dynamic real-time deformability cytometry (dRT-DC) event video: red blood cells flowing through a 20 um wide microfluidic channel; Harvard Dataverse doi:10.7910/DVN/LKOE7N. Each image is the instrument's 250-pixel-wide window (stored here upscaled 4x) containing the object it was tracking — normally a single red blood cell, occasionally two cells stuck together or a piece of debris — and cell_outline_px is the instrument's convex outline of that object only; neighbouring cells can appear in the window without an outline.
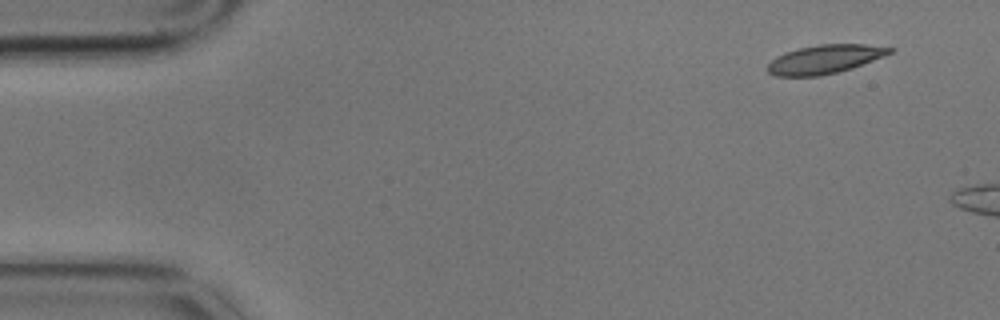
{"species": "common noctule bat (a hibernating species)", "species_latin": "Nyctalus noctula", "temperature_condition": "cold", "stored_images_in_passage": 3, "camera_frame_rate_fps": 3000, "um_per_image_px": 0.085, "animal": {"sex": "male", "body_mass_g": 17.9}, "frame": {"image": 1, "passage_image": 1, "time_ms": 0.0, "image_size_px": [1000, 320], "cell_outline_px": [[896, 48], [892, 52], [884, 56], [852, 68], [820, 76], [776, 76], [768, 72], [768, 64], [776, 56], [784, 52], [800, 48], [820, 44], [864, 44]], "centroid_in_image_um": [70.11, 5.03], "position_along_channel_um": 14.9, "area_um2": 20.35}}